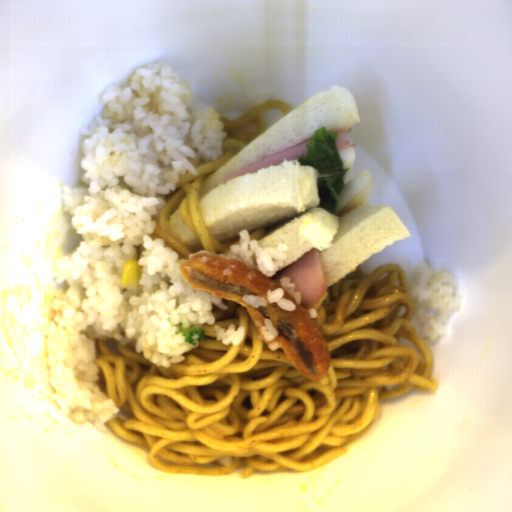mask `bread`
Returning <instances> with one entry per match:
<instances>
[{
  "instance_id": "cb027b5d",
  "label": "bread",
  "mask_w": 512,
  "mask_h": 512,
  "mask_svg": "<svg viewBox=\"0 0 512 512\" xmlns=\"http://www.w3.org/2000/svg\"><path fill=\"white\" fill-rule=\"evenodd\" d=\"M167 223L176 239L194 254L204 251L201 242L193 230L182 220L180 206H176L168 217Z\"/></svg>"
},
{
  "instance_id": "8d2b1439",
  "label": "bread",
  "mask_w": 512,
  "mask_h": 512,
  "mask_svg": "<svg viewBox=\"0 0 512 512\" xmlns=\"http://www.w3.org/2000/svg\"><path fill=\"white\" fill-rule=\"evenodd\" d=\"M361 122L356 99L342 85L320 90L286 114L202 183L199 210L211 236L221 243L263 228L259 247L286 244L285 269L312 249L319 251L326 291L389 245L411 237L390 206L362 204L342 216L320 208L319 172L299 159L283 160L226 183L238 170L311 140L319 127L328 133Z\"/></svg>"
},
{
  "instance_id": "b6be36c0",
  "label": "bread",
  "mask_w": 512,
  "mask_h": 512,
  "mask_svg": "<svg viewBox=\"0 0 512 512\" xmlns=\"http://www.w3.org/2000/svg\"><path fill=\"white\" fill-rule=\"evenodd\" d=\"M343 169H348L346 174L343 176V184L349 178L352 173L355 161L356 151L354 147L344 148L337 150Z\"/></svg>"
}]
</instances>
